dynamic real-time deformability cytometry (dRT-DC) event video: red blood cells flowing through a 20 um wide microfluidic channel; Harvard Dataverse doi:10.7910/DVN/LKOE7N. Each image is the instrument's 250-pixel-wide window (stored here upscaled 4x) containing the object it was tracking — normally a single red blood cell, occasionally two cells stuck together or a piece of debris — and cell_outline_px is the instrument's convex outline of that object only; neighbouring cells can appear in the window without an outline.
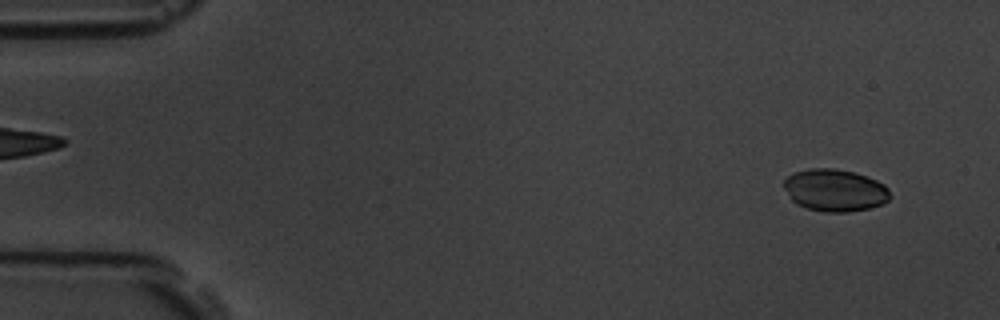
{"species": "common noctule bat (a hibernating species)", "species_latin": "Nyctalus noctula", "temperature_condition": "room temperature", "stored_images_in_passage": 5, "segment_of_instrument_passage": [2, 2], "camera_frame_rate_fps": 3000, "um_per_image_px": 0.085, "animal": {"sex": "male", "body_mass_g": 19.5, "forearm_length_mm": 54.6}, "frame": {"image": 1, "passage_image": 5, "time_ms": 5.333, "image_size_px": [1000, 320], "cell_outline_px": [[892, 196], [884, 204], [868, 208], [848, 212], [824, 212], [808, 208], [796, 204], [792, 200], [784, 188], [784, 180], [788, 176], [796, 172], [808, 168], [836, 168], [852, 172], [876, 180], [884, 184], [888, 188]], "centroid_in_image_um": [70.98, 16.17], "position_along_channel_um": 14.0, "area_um2": 26.13}}